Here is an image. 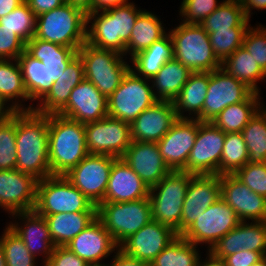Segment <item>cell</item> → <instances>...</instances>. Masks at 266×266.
<instances>
[{
	"instance_id": "8fae6325",
	"label": "cell",
	"mask_w": 266,
	"mask_h": 266,
	"mask_svg": "<svg viewBox=\"0 0 266 266\" xmlns=\"http://www.w3.org/2000/svg\"><path fill=\"white\" fill-rule=\"evenodd\" d=\"M240 222L236 212L220 198L196 218L181 236L197 246L207 244L209 251L220 238Z\"/></svg>"
},
{
	"instance_id": "b9f144b4",
	"label": "cell",
	"mask_w": 266,
	"mask_h": 266,
	"mask_svg": "<svg viewBox=\"0 0 266 266\" xmlns=\"http://www.w3.org/2000/svg\"><path fill=\"white\" fill-rule=\"evenodd\" d=\"M249 155L241 132L226 133L219 175L234 174L248 163Z\"/></svg>"
},
{
	"instance_id": "f1b7e54d",
	"label": "cell",
	"mask_w": 266,
	"mask_h": 266,
	"mask_svg": "<svg viewBox=\"0 0 266 266\" xmlns=\"http://www.w3.org/2000/svg\"><path fill=\"white\" fill-rule=\"evenodd\" d=\"M25 51L33 58L42 61L47 67L51 85L60 78L68 64L78 55V50H74L71 47L35 37L26 43Z\"/></svg>"
},
{
	"instance_id": "5bb4252c",
	"label": "cell",
	"mask_w": 266,
	"mask_h": 266,
	"mask_svg": "<svg viewBox=\"0 0 266 266\" xmlns=\"http://www.w3.org/2000/svg\"><path fill=\"white\" fill-rule=\"evenodd\" d=\"M226 133L211 122H202L193 148L191 149L185 172L191 175H219L220 159Z\"/></svg>"
},
{
	"instance_id": "be15d7a7",
	"label": "cell",
	"mask_w": 266,
	"mask_h": 266,
	"mask_svg": "<svg viewBox=\"0 0 266 266\" xmlns=\"http://www.w3.org/2000/svg\"><path fill=\"white\" fill-rule=\"evenodd\" d=\"M0 266H7L1 242H0Z\"/></svg>"
},
{
	"instance_id": "f907efd6",
	"label": "cell",
	"mask_w": 266,
	"mask_h": 266,
	"mask_svg": "<svg viewBox=\"0 0 266 266\" xmlns=\"http://www.w3.org/2000/svg\"><path fill=\"white\" fill-rule=\"evenodd\" d=\"M26 43L13 31L0 24V60L18 59Z\"/></svg>"
},
{
	"instance_id": "3957f363",
	"label": "cell",
	"mask_w": 266,
	"mask_h": 266,
	"mask_svg": "<svg viewBox=\"0 0 266 266\" xmlns=\"http://www.w3.org/2000/svg\"><path fill=\"white\" fill-rule=\"evenodd\" d=\"M51 175H65L88 154L83 123L59 114L48 115Z\"/></svg>"
},
{
	"instance_id": "7a4b0ae2",
	"label": "cell",
	"mask_w": 266,
	"mask_h": 266,
	"mask_svg": "<svg viewBox=\"0 0 266 266\" xmlns=\"http://www.w3.org/2000/svg\"><path fill=\"white\" fill-rule=\"evenodd\" d=\"M143 11L130 1L124 5L93 12L87 16L86 43L125 56V47L133 26Z\"/></svg>"
},
{
	"instance_id": "91938a15",
	"label": "cell",
	"mask_w": 266,
	"mask_h": 266,
	"mask_svg": "<svg viewBox=\"0 0 266 266\" xmlns=\"http://www.w3.org/2000/svg\"><path fill=\"white\" fill-rule=\"evenodd\" d=\"M25 0H0V17H3L17 8Z\"/></svg>"
},
{
	"instance_id": "ee69618b",
	"label": "cell",
	"mask_w": 266,
	"mask_h": 266,
	"mask_svg": "<svg viewBox=\"0 0 266 266\" xmlns=\"http://www.w3.org/2000/svg\"><path fill=\"white\" fill-rule=\"evenodd\" d=\"M0 236L7 266H37V259L26 248L23 240L6 225ZM36 264V265H35Z\"/></svg>"
},
{
	"instance_id": "f35d334b",
	"label": "cell",
	"mask_w": 266,
	"mask_h": 266,
	"mask_svg": "<svg viewBox=\"0 0 266 266\" xmlns=\"http://www.w3.org/2000/svg\"><path fill=\"white\" fill-rule=\"evenodd\" d=\"M249 163L266 162V106L263 105L242 130Z\"/></svg>"
},
{
	"instance_id": "816d5d0a",
	"label": "cell",
	"mask_w": 266,
	"mask_h": 266,
	"mask_svg": "<svg viewBox=\"0 0 266 266\" xmlns=\"http://www.w3.org/2000/svg\"><path fill=\"white\" fill-rule=\"evenodd\" d=\"M42 266H91L66 246H57Z\"/></svg>"
},
{
	"instance_id": "8d00e7d4",
	"label": "cell",
	"mask_w": 266,
	"mask_h": 266,
	"mask_svg": "<svg viewBox=\"0 0 266 266\" xmlns=\"http://www.w3.org/2000/svg\"><path fill=\"white\" fill-rule=\"evenodd\" d=\"M222 69L230 76L243 82L253 92L259 93L258 82L265 81L266 73L258 66L254 58L242 45L222 62Z\"/></svg>"
},
{
	"instance_id": "bcb514c9",
	"label": "cell",
	"mask_w": 266,
	"mask_h": 266,
	"mask_svg": "<svg viewBox=\"0 0 266 266\" xmlns=\"http://www.w3.org/2000/svg\"><path fill=\"white\" fill-rule=\"evenodd\" d=\"M16 113L0 123V170L16 169Z\"/></svg>"
},
{
	"instance_id": "e7e4bbea",
	"label": "cell",
	"mask_w": 266,
	"mask_h": 266,
	"mask_svg": "<svg viewBox=\"0 0 266 266\" xmlns=\"http://www.w3.org/2000/svg\"><path fill=\"white\" fill-rule=\"evenodd\" d=\"M251 266H266V256H264L262 259Z\"/></svg>"
},
{
	"instance_id": "f6af8a7d",
	"label": "cell",
	"mask_w": 266,
	"mask_h": 266,
	"mask_svg": "<svg viewBox=\"0 0 266 266\" xmlns=\"http://www.w3.org/2000/svg\"><path fill=\"white\" fill-rule=\"evenodd\" d=\"M37 16L24 1L9 14L0 17V24L17 34L25 43L34 37Z\"/></svg>"
},
{
	"instance_id": "1f68e13d",
	"label": "cell",
	"mask_w": 266,
	"mask_h": 266,
	"mask_svg": "<svg viewBox=\"0 0 266 266\" xmlns=\"http://www.w3.org/2000/svg\"><path fill=\"white\" fill-rule=\"evenodd\" d=\"M96 217L97 212H62L44 216L55 247L66 246Z\"/></svg>"
},
{
	"instance_id": "f546056e",
	"label": "cell",
	"mask_w": 266,
	"mask_h": 266,
	"mask_svg": "<svg viewBox=\"0 0 266 266\" xmlns=\"http://www.w3.org/2000/svg\"><path fill=\"white\" fill-rule=\"evenodd\" d=\"M208 84L209 72H193L190 75L186 84L172 101L178 118L198 120L201 118Z\"/></svg>"
},
{
	"instance_id": "52a82bcc",
	"label": "cell",
	"mask_w": 266,
	"mask_h": 266,
	"mask_svg": "<svg viewBox=\"0 0 266 266\" xmlns=\"http://www.w3.org/2000/svg\"><path fill=\"white\" fill-rule=\"evenodd\" d=\"M97 218L120 246L153 219L151 201L147 197L120 203L101 202L97 206Z\"/></svg>"
},
{
	"instance_id": "7402d4cb",
	"label": "cell",
	"mask_w": 266,
	"mask_h": 266,
	"mask_svg": "<svg viewBox=\"0 0 266 266\" xmlns=\"http://www.w3.org/2000/svg\"><path fill=\"white\" fill-rule=\"evenodd\" d=\"M66 247L91 266H104L105 263L102 264L101 261L119 249L111 234L97 217Z\"/></svg>"
},
{
	"instance_id": "9a60e30c",
	"label": "cell",
	"mask_w": 266,
	"mask_h": 266,
	"mask_svg": "<svg viewBox=\"0 0 266 266\" xmlns=\"http://www.w3.org/2000/svg\"><path fill=\"white\" fill-rule=\"evenodd\" d=\"M207 91L200 122H212L226 107L244 101L253 92L222 68L209 72Z\"/></svg>"
},
{
	"instance_id": "ac0fdd59",
	"label": "cell",
	"mask_w": 266,
	"mask_h": 266,
	"mask_svg": "<svg viewBox=\"0 0 266 266\" xmlns=\"http://www.w3.org/2000/svg\"><path fill=\"white\" fill-rule=\"evenodd\" d=\"M178 236L173 228L152 219L127 238L119 249L130 257L150 263Z\"/></svg>"
},
{
	"instance_id": "d6986e66",
	"label": "cell",
	"mask_w": 266,
	"mask_h": 266,
	"mask_svg": "<svg viewBox=\"0 0 266 266\" xmlns=\"http://www.w3.org/2000/svg\"><path fill=\"white\" fill-rule=\"evenodd\" d=\"M58 114L83 124L99 121L108 116V99L84 78L72 89L67 105Z\"/></svg>"
},
{
	"instance_id": "603a6c76",
	"label": "cell",
	"mask_w": 266,
	"mask_h": 266,
	"mask_svg": "<svg viewBox=\"0 0 266 266\" xmlns=\"http://www.w3.org/2000/svg\"><path fill=\"white\" fill-rule=\"evenodd\" d=\"M221 198L220 175H194L188 184L182 207L180 235L203 212Z\"/></svg>"
},
{
	"instance_id": "e575fe53",
	"label": "cell",
	"mask_w": 266,
	"mask_h": 266,
	"mask_svg": "<svg viewBox=\"0 0 266 266\" xmlns=\"http://www.w3.org/2000/svg\"><path fill=\"white\" fill-rule=\"evenodd\" d=\"M259 93L252 92L244 101L229 105L211 122L224 133L242 132L256 112L264 105Z\"/></svg>"
},
{
	"instance_id": "6da1fadb",
	"label": "cell",
	"mask_w": 266,
	"mask_h": 266,
	"mask_svg": "<svg viewBox=\"0 0 266 266\" xmlns=\"http://www.w3.org/2000/svg\"><path fill=\"white\" fill-rule=\"evenodd\" d=\"M16 169L37 180L51 175L48 115L16 112Z\"/></svg>"
},
{
	"instance_id": "2e32d148",
	"label": "cell",
	"mask_w": 266,
	"mask_h": 266,
	"mask_svg": "<svg viewBox=\"0 0 266 266\" xmlns=\"http://www.w3.org/2000/svg\"><path fill=\"white\" fill-rule=\"evenodd\" d=\"M201 123L198 119L178 118L170 130L157 142L160 155L171 171L185 172V166Z\"/></svg>"
},
{
	"instance_id": "83f0119b",
	"label": "cell",
	"mask_w": 266,
	"mask_h": 266,
	"mask_svg": "<svg viewBox=\"0 0 266 266\" xmlns=\"http://www.w3.org/2000/svg\"><path fill=\"white\" fill-rule=\"evenodd\" d=\"M84 78L83 62L77 55L33 111L42 115L58 114L67 105L72 89Z\"/></svg>"
},
{
	"instance_id": "484cf974",
	"label": "cell",
	"mask_w": 266,
	"mask_h": 266,
	"mask_svg": "<svg viewBox=\"0 0 266 266\" xmlns=\"http://www.w3.org/2000/svg\"><path fill=\"white\" fill-rule=\"evenodd\" d=\"M178 120L171 101H157L131 124L133 141L157 143Z\"/></svg>"
},
{
	"instance_id": "ab89813d",
	"label": "cell",
	"mask_w": 266,
	"mask_h": 266,
	"mask_svg": "<svg viewBox=\"0 0 266 266\" xmlns=\"http://www.w3.org/2000/svg\"><path fill=\"white\" fill-rule=\"evenodd\" d=\"M198 246L181 235L175 238L150 262L151 266H197L201 257Z\"/></svg>"
},
{
	"instance_id": "30bf717a",
	"label": "cell",
	"mask_w": 266,
	"mask_h": 266,
	"mask_svg": "<svg viewBox=\"0 0 266 266\" xmlns=\"http://www.w3.org/2000/svg\"><path fill=\"white\" fill-rule=\"evenodd\" d=\"M107 99L108 116L130 125L138 115L158 101L154 96L151 80L136 75L131 69Z\"/></svg>"
},
{
	"instance_id": "6125c7cd",
	"label": "cell",
	"mask_w": 266,
	"mask_h": 266,
	"mask_svg": "<svg viewBox=\"0 0 266 266\" xmlns=\"http://www.w3.org/2000/svg\"><path fill=\"white\" fill-rule=\"evenodd\" d=\"M206 259L200 257L197 266H226L222 259L216 258L209 251L206 252Z\"/></svg>"
},
{
	"instance_id": "680465c9",
	"label": "cell",
	"mask_w": 266,
	"mask_h": 266,
	"mask_svg": "<svg viewBox=\"0 0 266 266\" xmlns=\"http://www.w3.org/2000/svg\"><path fill=\"white\" fill-rule=\"evenodd\" d=\"M129 0H94V12L107 10L116 6L124 5Z\"/></svg>"
},
{
	"instance_id": "6f0895ef",
	"label": "cell",
	"mask_w": 266,
	"mask_h": 266,
	"mask_svg": "<svg viewBox=\"0 0 266 266\" xmlns=\"http://www.w3.org/2000/svg\"><path fill=\"white\" fill-rule=\"evenodd\" d=\"M68 3L85 16L94 12V0H69Z\"/></svg>"
},
{
	"instance_id": "94428289",
	"label": "cell",
	"mask_w": 266,
	"mask_h": 266,
	"mask_svg": "<svg viewBox=\"0 0 266 266\" xmlns=\"http://www.w3.org/2000/svg\"><path fill=\"white\" fill-rule=\"evenodd\" d=\"M17 111L7 103L2 97H0V123L8 120Z\"/></svg>"
},
{
	"instance_id": "cb8c5ba5",
	"label": "cell",
	"mask_w": 266,
	"mask_h": 266,
	"mask_svg": "<svg viewBox=\"0 0 266 266\" xmlns=\"http://www.w3.org/2000/svg\"><path fill=\"white\" fill-rule=\"evenodd\" d=\"M242 249L266 256V221H241L220 238L209 252L216 258L223 259Z\"/></svg>"
},
{
	"instance_id": "ba28073f",
	"label": "cell",
	"mask_w": 266,
	"mask_h": 266,
	"mask_svg": "<svg viewBox=\"0 0 266 266\" xmlns=\"http://www.w3.org/2000/svg\"><path fill=\"white\" fill-rule=\"evenodd\" d=\"M78 56L83 62L85 79L93 83L106 97L118 88L130 69L125 56L86 42L78 49Z\"/></svg>"
},
{
	"instance_id": "11a10c76",
	"label": "cell",
	"mask_w": 266,
	"mask_h": 266,
	"mask_svg": "<svg viewBox=\"0 0 266 266\" xmlns=\"http://www.w3.org/2000/svg\"><path fill=\"white\" fill-rule=\"evenodd\" d=\"M114 254L112 256V264H104V266H151L150 263L146 261H142L126 255L120 249L114 252Z\"/></svg>"
},
{
	"instance_id": "d4e9b609",
	"label": "cell",
	"mask_w": 266,
	"mask_h": 266,
	"mask_svg": "<svg viewBox=\"0 0 266 266\" xmlns=\"http://www.w3.org/2000/svg\"><path fill=\"white\" fill-rule=\"evenodd\" d=\"M121 158L149 189L172 172L160 155L157 143L132 141Z\"/></svg>"
},
{
	"instance_id": "d6a6232c",
	"label": "cell",
	"mask_w": 266,
	"mask_h": 266,
	"mask_svg": "<svg viewBox=\"0 0 266 266\" xmlns=\"http://www.w3.org/2000/svg\"><path fill=\"white\" fill-rule=\"evenodd\" d=\"M173 53L172 40L167 33L147 49L129 58L132 64L130 69L136 75L151 80L167 61L173 59Z\"/></svg>"
},
{
	"instance_id": "44dd1931",
	"label": "cell",
	"mask_w": 266,
	"mask_h": 266,
	"mask_svg": "<svg viewBox=\"0 0 266 266\" xmlns=\"http://www.w3.org/2000/svg\"><path fill=\"white\" fill-rule=\"evenodd\" d=\"M10 219L16 220L10 221L8 226L23 240L34 257L42 255L41 264H44L55 248L44 216L30 210L13 213Z\"/></svg>"
},
{
	"instance_id": "db71d44e",
	"label": "cell",
	"mask_w": 266,
	"mask_h": 266,
	"mask_svg": "<svg viewBox=\"0 0 266 266\" xmlns=\"http://www.w3.org/2000/svg\"><path fill=\"white\" fill-rule=\"evenodd\" d=\"M25 2L36 16L60 7L65 3L64 0H25Z\"/></svg>"
},
{
	"instance_id": "9f6ffc18",
	"label": "cell",
	"mask_w": 266,
	"mask_h": 266,
	"mask_svg": "<svg viewBox=\"0 0 266 266\" xmlns=\"http://www.w3.org/2000/svg\"><path fill=\"white\" fill-rule=\"evenodd\" d=\"M240 2L244 10V15L249 20L253 14V9L258 11L266 10V0H240Z\"/></svg>"
},
{
	"instance_id": "4dcf8cb0",
	"label": "cell",
	"mask_w": 266,
	"mask_h": 266,
	"mask_svg": "<svg viewBox=\"0 0 266 266\" xmlns=\"http://www.w3.org/2000/svg\"><path fill=\"white\" fill-rule=\"evenodd\" d=\"M0 97L17 111H33L34 103L24 102L29 96L24 86L22 72L17 59L0 60ZM24 103V105H23Z\"/></svg>"
},
{
	"instance_id": "4316f807",
	"label": "cell",
	"mask_w": 266,
	"mask_h": 266,
	"mask_svg": "<svg viewBox=\"0 0 266 266\" xmlns=\"http://www.w3.org/2000/svg\"><path fill=\"white\" fill-rule=\"evenodd\" d=\"M150 189L125 163L117 158L111 167L108 186L102 202H129L149 197Z\"/></svg>"
},
{
	"instance_id": "d590c367",
	"label": "cell",
	"mask_w": 266,
	"mask_h": 266,
	"mask_svg": "<svg viewBox=\"0 0 266 266\" xmlns=\"http://www.w3.org/2000/svg\"><path fill=\"white\" fill-rule=\"evenodd\" d=\"M160 20L159 16L147 10H144L137 17L130 39L125 47L126 58L129 55L131 58L147 49L155 41L160 40L168 33Z\"/></svg>"
},
{
	"instance_id": "f5cc1de1",
	"label": "cell",
	"mask_w": 266,
	"mask_h": 266,
	"mask_svg": "<svg viewBox=\"0 0 266 266\" xmlns=\"http://www.w3.org/2000/svg\"><path fill=\"white\" fill-rule=\"evenodd\" d=\"M262 258L263 256L259 252L242 249L225 256L222 260L226 266H251Z\"/></svg>"
},
{
	"instance_id": "4fadbf2b",
	"label": "cell",
	"mask_w": 266,
	"mask_h": 266,
	"mask_svg": "<svg viewBox=\"0 0 266 266\" xmlns=\"http://www.w3.org/2000/svg\"><path fill=\"white\" fill-rule=\"evenodd\" d=\"M116 159L110 155L88 154L64 176L98 206L104 200L110 170Z\"/></svg>"
},
{
	"instance_id": "277c9868",
	"label": "cell",
	"mask_w": 266,
	"mask_h": 266,
	"mask_svg": "<svg viewBox=\"0 0 266 266\" xmlns=\"http://www.w3.org/2000/svg\"><path fill=\"white\" fill-rule=\"evenodd\" d=\"M173 44V58L192 72H211L221 68L210 44L209 34L196 23H180L168 31Z\"/></svg>"
},
{
	"instance_id": "9c48e42d",
	"label": "cell",
	"mask_w": 266,
	"mask_h": 266,
	"mask_svg": "<svg viewBox=\"0 0 266 266\" xmlns=\"http://www.w3.org/2000/svg\"><path fill=\"white\" fill-rule=\"evenodd\" d=\"M193 176L182 171H172L150 188L149 199L153 220L173 228L178 235L184 198Z\"/></svg>"
},
{
	"instance_id": "5b68a950",
	"label": "cell",
	"mask_w": 266,
	"mask_h": 266,
	"mask_svg": "<svg viewBox=\"0 0 266 266\" xmlns=\"http://www.w3.org/2000/svg\"><path fill=\"white\" fill-rule=\"evenodd\" d=\"M87 16L65 2L37 16L35 38L78 50L86 42Z\"/></svg>"
},
{
	"instance_id": "60d3db41",
	"label": "cell",
	"mask_w": 266,
	"mask_h": 266,
	"mask_svg": "<svg viewBox=\"0 0 266 266\" xmlns=\"http://www.w3.org/2000/svg\"><path fill=\"white\" fill-rule=\"evenodd\" d=\"M246 19L240 0H224L200 25L206 32L238 27Z\"/></svg>"
},
{
	"instance_id": "e0dca14e",
	"label": "cell",
	"mask_w": 266,
	"mask_h": 266,
	"mask_svg": "<svg viewBox=\"0 0 266 266\" xmlns=\"http://www.w3.org/2000/svg\"><path fill=\"white\" fill-rule=\"evenodd\" d=\"M38 180L17 169L0 170V207L8 215L34 210Z\"/></svg>"
},
{
	"instance_id": "836d02e7",
	"label": "cell",
	"mask_w": 266,
	"mask_h": 266,
	"mask_svg": "<svg viewBox=\"0 0 266 266\" xmlns=\"http://www.w3.org/2000/svg\"><path fill=\"white\" fill-rule=\"evenodd\" d=\"M193 72L174 58L167 61L151 79L154 96L159 101H173Z\"/></svg>"
},
{
	"instance_id": "7dc6e473",
	"label": "cell",
	"mask_w": 266,
	"mask_h": 266,
	"mask_svg": "<svg viewBox=\"0 0 266 266\" xmlns=\"http://www.w3.org/2000/svg\"><path fill=\"white\" fill-rule=\"evenodd\" d=\"M258 66L266 73V26L259 24L246 30L243 44Z\"/></svg>"
},
{
	"instance_id": "ffe728a7",
	"label": "cell",
	"mask_w": 266,
	"mask_h": 266,
	"mask_svg": "<svg viewBox=\"0 0 266 266\" xmlns=\"http://www.w3.org/2000/svg\"><path fill=\"white\" fill-rule=\"evenodd\" d=\"M221 198L240 221H266V198L252 192L233 174L220 175Z\"/></svg>"
},
{
	"instance_id": "7c38bea8",
	"label": "cell",
	"mask_w": 266,
	"mask_h": 266,
	"mask_svg": "<svg viewBox=\"0 0 266 266\" xmlns=\"http://www.w3.org/2000/svg\"><path fill=\"white\" fill-rule=\"evenodd\" d=\"M84 127L89 154L121 158L133 141L131 125L111 116L86 123Z\"/></svg>"
},
{
	"instance_id": "8992f818",
	"label": "cell",
	"mask_w": 266,
	"mask_h": 266,
	"mask_svg": "<svg viewBox=\"0 0 266 266\" xmlns=\"http://www.w3.org/2000/svg\"><path fill=\"white\" fill-rule=\"evenodd\" d=\"M34 210L47 216L62 212H97V206L64 175H50L38 180Z\"/></svg>"
},
{
	"instance_id": "74e56055",
	"label": "cell",
	"mask_w": 266,
	"mask_h": 266,
	"mask_svg": "<svg viewBox=\"0 0 266 266\" xmlns=\"http://www.w3.org/2000/svg\"><path fill=\"white\" fill-rule=\"evenodd\" d=\"M21 68L25 89L32 102L40 101L51 89L49 72L42 61L24 51L17 59Z\"/></svg>"
},
{
	"instance_id": "c3c4849f",
	"label": "cell",
	"mask_w": 266,
	"mask_h": 266,
	"mask_svg": "<svg viewBox=\"0 0 266 266\" xmlns=\"http://www.w3.org/2000/svg\"><path fill=\"white\" fill-rule=\"evenodd\" d=\"M222 2H224V0H183L179 8V15L182 17H180V19L182 23L200 24V22L217 9Z\"/></svg>"
},
{
	"instance_id": "7bdbcfd3",
	"label": "cell",
	"mask_w": 266,
	"mask_h": 266,
	"mask_svg": "<svg viewBox=\"0 0 266 266\" xmlns=\"http://www.w3.org/2000/svg\"><path fill=\"white\" fill-rule=\"evenodd\" d=\"M249 22L246 18L238 27L207 32L213 52L221 62L242 46L245 32L250 27Z\"/></svg>"
},
{
	"instance_id": "681fc988",
	"label": "cell",
	"mask_w": 266,
	"mask_h": 266,
	"mask_svg": "<svg viewBox=\"0 0 266 266\" xmlns=\"http://www.w3.org/2000/svg\"><path fill=\"white\" fill-rule=\"evenodd\" d=\"M252 192L266 198V162L247 163L233 174Z\"/></svg>"
}]
</instances>
